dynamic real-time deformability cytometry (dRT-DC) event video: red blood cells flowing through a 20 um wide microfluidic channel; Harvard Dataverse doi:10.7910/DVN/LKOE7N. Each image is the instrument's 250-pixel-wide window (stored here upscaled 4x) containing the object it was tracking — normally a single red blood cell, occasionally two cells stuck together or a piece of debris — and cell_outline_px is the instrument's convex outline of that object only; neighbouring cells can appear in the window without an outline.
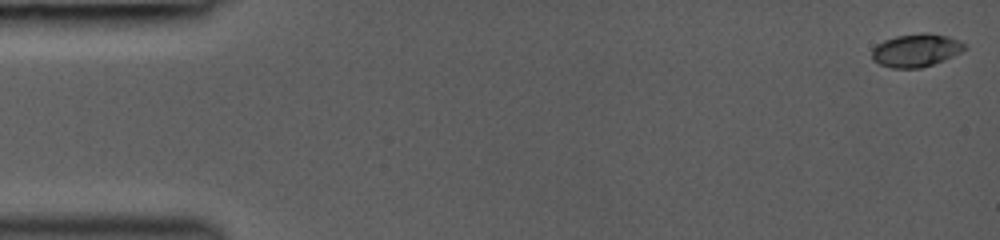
{"species": "common noctule bat (a hibernating species)", "species_latin": "Nyctalus noctula", "temperature_condition": "room temperature", "stored_images_in_passage": 45, "camera_frame_rate_fps": 3000, "um_per_image_px": 0.085, "animal": {"sex": "female", "body_mass_g": 19.0, "forearm_length_mm": 53.3}, "frame": {"image": 1, "passage_image": 1, "time_ms": 0.0, "image_size_px": [1000, 240], "cell_outline_px": [[968, 48], [944, 60], [920, 68], [892, 68], [880, 64], [872, 60], [872, 48], [876, 44], [884, 40], [896, 36], [920, 32], [928, 32], [948, 36], [960, 40], [968, 44]], "centroid_in_image_um": [77.88, 4.26], "position_along_channel_um": 7.1, "area_um2": 18.09}}
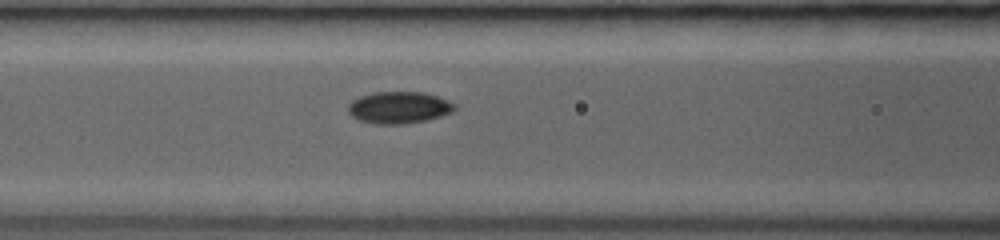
{"frame": {"image": 2, "passage_image": 20, "time_ms": 6.333, "image_size_px": [1000, 240], "cell_outline_px": [[456, 108], [452, 112], [428, 120], [404, 124], [376, 124], [356, 120], [348, 112], [348, 104], [352, 100], [360, 96], [372, 92], [424, 92], [448, 100], [456, 104]], "centroid_in_image_um": [33.89, 9.14], "position_along_channel_um": 132.7, "area_um2": 20.0}}
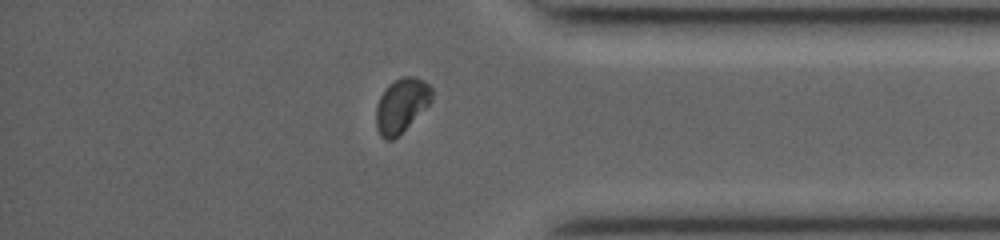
{"frame": {"image": 3, "passage_image": 39, "time_ms": 12.667, "image_size_px": [1000, 240], "cell_outline_px": [[432, 100], [392, 140], [384, 140], [380, 136], [376, 128], [376, 104], [384, 88], [388, 84], [400, 76], [412, 76], [424, 80], [432, 88]], "centroid_in_image_um": [34.08, 8.91], "position_along_channel_um": 401.1, "area_um2": 17.4}, "authors_computed_cell_mechanics": {"area_um2": 18.3804, "velocity_mm_per_s": 4.3128, "shape_relaxation_time_tau1_ms": 4.287, "shape_relaxation_time_tau2_ms": null, "deformation_change_tau1": 0.1377, "deformation_change_tau2": null}}